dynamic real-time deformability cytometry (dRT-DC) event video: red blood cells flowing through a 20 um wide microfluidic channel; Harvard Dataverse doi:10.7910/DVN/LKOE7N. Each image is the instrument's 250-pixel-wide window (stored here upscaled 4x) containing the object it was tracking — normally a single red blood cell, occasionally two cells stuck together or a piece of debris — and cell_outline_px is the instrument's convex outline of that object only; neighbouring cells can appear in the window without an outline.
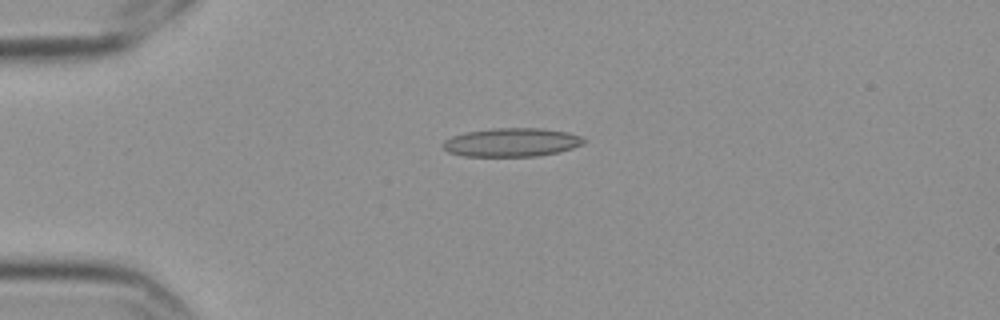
{"species": "Egyptian fruit bat (a non-hibernating species)", "species_latin": "Rousettus aegyptiacus", "temperature_condition": "cold", "stored_images_in_passage": 4, "camera_frame_rate_fps": 3000, "um_per_image_px": 0.085, "frame": {"image": 1, "passage_image": 4, "time_ms": 1.0, "image_size_px": [1000, 320], "cell_outline_px": [[584, 144], [572, 148], [556, 152], [536, 156], [464, 156], [448, 152], [440, 144], [444, 140], [452, 136], [464, 132], [492, 128], [540, 128], [568, 132], [580, 136], [584, 140]], "centroid_in_image_um": [43.44, 12.09], "position_along_channel_um": 41.6, "area_um2": 23.47}}